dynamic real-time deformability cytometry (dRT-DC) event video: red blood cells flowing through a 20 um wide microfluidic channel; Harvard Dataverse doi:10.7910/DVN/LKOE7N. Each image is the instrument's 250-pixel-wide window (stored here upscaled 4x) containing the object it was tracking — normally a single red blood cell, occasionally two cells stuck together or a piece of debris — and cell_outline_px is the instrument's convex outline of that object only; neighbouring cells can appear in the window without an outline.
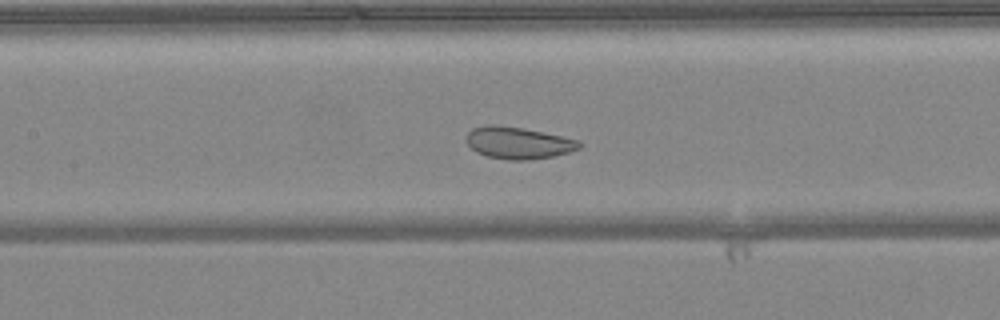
{"species": "common noctule bat (a hibernating species)", "species_latin": "Nyctalus noctula", "temperature_condition": "warm", "stored_images_in_passage": 52, "camera_frame_rate_fps": 3000, "um_per_image_px": 0.085, "animal": {"sex": "female", "body_mass_g": 24.6, "forearm_length_mm": 56.2}, "frame": {"image": 1, "passage_image": 24, "time_ms": 7.667, "image_size_px": [1000, 320], "cell_outline_px": [[584, 144], [580, 148], [556, 156], [528, 160], [508, 160], [488, 156], [476, 152], [464, 140], [468, 132], [472, 128], [488, 124], [492, 124], [520, 128], [544, 132], [580, 140]], "centroid_in_image_um": [44.06, 12.14], "position_along_channel_um": 163.3, "area_um2": 21.15}}
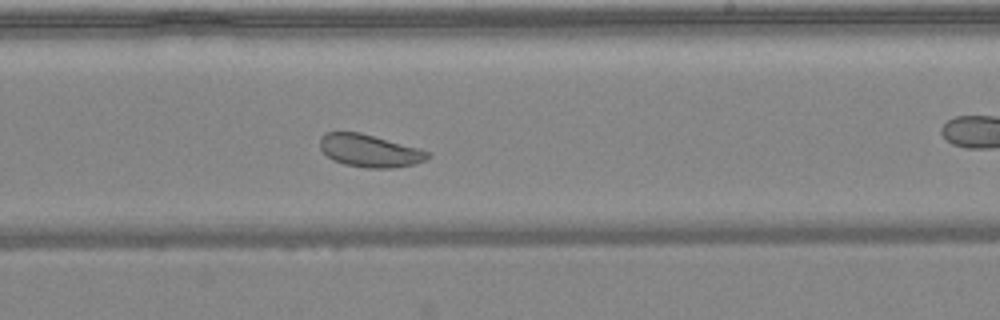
{"frame": {"image": 2, "passage_image": 31, "time_ms": 10.0, "image_size_px": [1000, 320], "cell_outline_px": [[432, 156], [424, 160], [412, 164], [392, 168], [364, 168], [344, 164], [332, 160], [320, 148], [320, 136], [324, 132], [360, 132], [420, 148], [432, 152]], "centroid_in_image_um": [31.42, 12.81], "position_along_channel_um": 257.6, "area_um2": 20.63}}
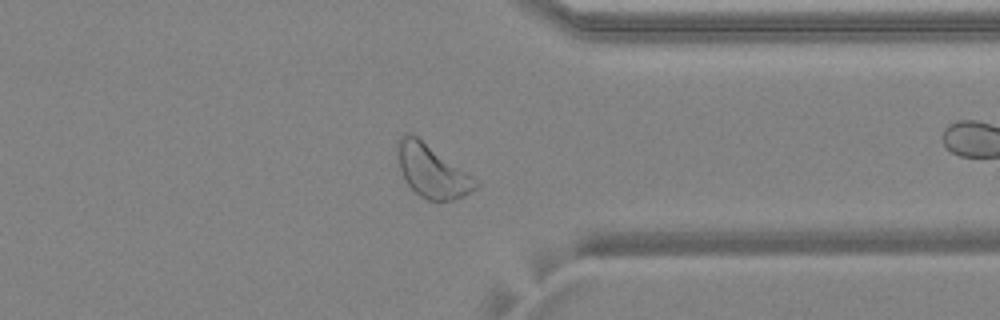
{"frame": {"image": 3, "passage_image": 40, "time_ms": 13.0, "image_size_px": [1000, 320], "cell_outline_px": [[480, 184], [476, 188], [464, 196], [456, 200], [428, 200], [420, 196], [408, 184], [400, 168], [396, 152], [396, 144], [400, 136], [416, 136]], "centroid_in_image_um": [36.68, 14.58], "position_along_channel_um": 374.7, "area_um2": 22.89}, "authors_computed_cell_mechanics": {"area_um2": 26.2123, "velocity_mm_per_s": 4.0521, "shape_relaxation_time_tau1_ms": 2.8946, "shape_relaxation_time_tau2_ms": 1.6993, "deformation_change_tau1": 0.0526, "deformation_change_tau2": 0.0817}}